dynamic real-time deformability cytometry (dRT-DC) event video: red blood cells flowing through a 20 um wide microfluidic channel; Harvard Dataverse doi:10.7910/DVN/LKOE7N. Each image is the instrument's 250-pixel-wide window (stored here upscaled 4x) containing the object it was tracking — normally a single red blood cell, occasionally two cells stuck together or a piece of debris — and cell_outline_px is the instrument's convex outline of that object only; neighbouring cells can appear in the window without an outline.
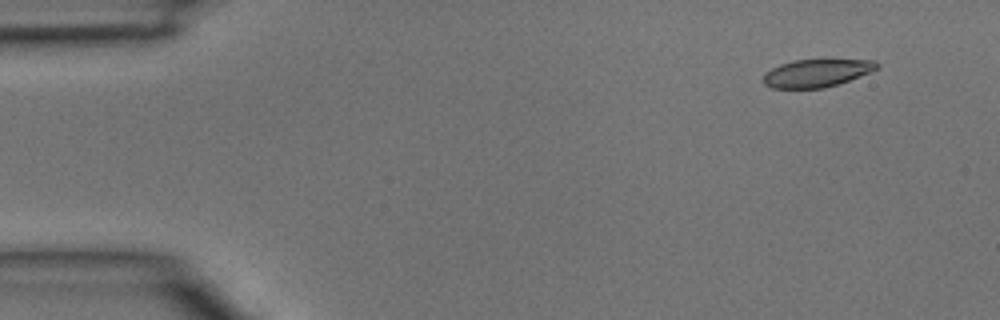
{"species": "common noctule bat (a hibernating species)", "species_latin": "Nyctalus noctula", "temperature_condition": "room temperature", "stored_images_in_passage": 4, "camera_frame_rate_fps": 3000, "um_per_image_px": 0.085, "animal": {"sex": "male", "body_mass_g": 15.6}, "frame": {"image": 1, "passage_image": 2, "time_ms": 0.333, "image_size_px": [1000, 320], "cell_outline_px": [[880, 68], [872, 72], [824, 88], [772, 88], [764, 84], [764, 72], [780, 64], [792, 60], [876, 60], [880, 64]], "centroid_in_image_um": [69.44, 6.2], "position_along_channel_um": 15.6, "area_um2": 18.38}}